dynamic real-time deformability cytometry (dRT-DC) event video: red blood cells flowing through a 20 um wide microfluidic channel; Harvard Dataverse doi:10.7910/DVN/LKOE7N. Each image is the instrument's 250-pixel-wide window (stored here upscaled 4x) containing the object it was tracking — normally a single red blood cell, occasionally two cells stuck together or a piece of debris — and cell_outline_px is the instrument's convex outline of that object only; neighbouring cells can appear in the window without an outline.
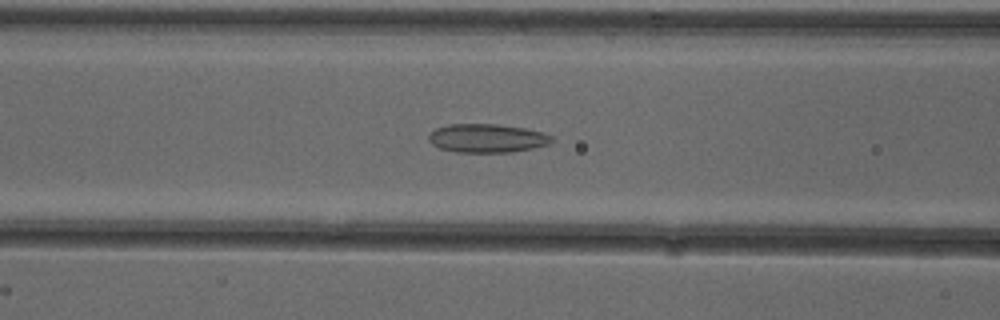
{"species": "common noctule bat (a hibernating species)", "species_latin": "Nyctalus noctula", "temperature_condition": "cold", "stored_images_in_passage": 53, "camera_frame_rate_fps": 3000, "um_per_image_px": 0.085, "animal": {"sex": "female"}, "frame": {"image": 1, "passage_image": 22, "time_ms": 7.0, "image_size_px": [1000, 320], "cell_outline_px": [[552, 144], [512, 152], [456, 152], [440, 148], [432, 144], [428, 140], [428, 136], [436, 128], [448, 124], [496, 124], [524, 128], [544, 132], [552, 136]], "centroid_in_image_um": [41.42, 11.75], "position_along_channel_um": 125.2, "area_um2": 20.58}}
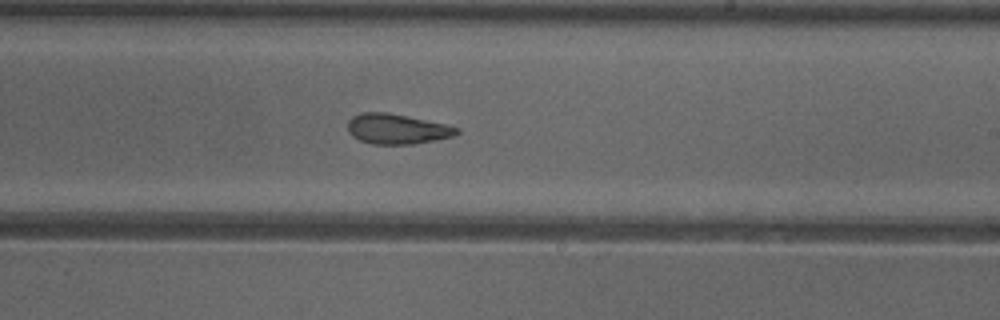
{"frame": {"image": 2, "passage_image": 32, "time_ms": 10.333, "image_size_px": [1000, 320], "cell_outline_px": [[460, 132], [452, 136], [436, 140], [412, 144], [372, 144], [360, 140], [352, 136], [348, 132], [348, 120], [352, 116], [360, 112], [388, 112], [408, 116], [444, 124], [460, 128]], "centroid_in_image_um": [33.71, 10.95], "position_along_channel_um": 255.3, "area_um2": 19.19}}
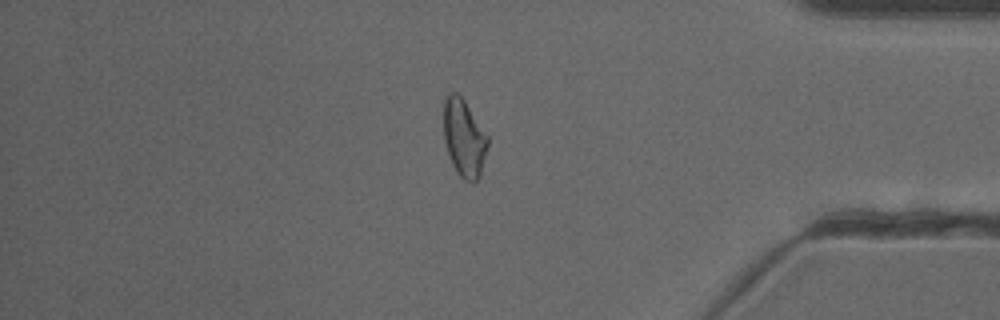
{"frame": {"image": 3, "passage_image": 45, "time_ms": 14.667, "image_size_px": [1000, 320], "cell_outline_px": [[488, 144], [480, 176], [476, 180], [464, 180], [456, 172], [452, 164], [444, 140], [444, 96], [448, 92], [456, 92], [464, 100], [488, 136]], "centroid_in_image_um": [39.43, 11.7], "position_along_channel_um": 395.8, "area_um2": 19.77}, "authors_computed_cell_mechanics": {"area_um2": 20.7502, "velocity_mm_per_s": 3.9004, "shape_relaxation_time_tau1_ms": null, "shape_relaxation_time_tau2_ms": 2.9064, "deformation_change_tau1": null, "deformation_change_tau2": 0.1106}}